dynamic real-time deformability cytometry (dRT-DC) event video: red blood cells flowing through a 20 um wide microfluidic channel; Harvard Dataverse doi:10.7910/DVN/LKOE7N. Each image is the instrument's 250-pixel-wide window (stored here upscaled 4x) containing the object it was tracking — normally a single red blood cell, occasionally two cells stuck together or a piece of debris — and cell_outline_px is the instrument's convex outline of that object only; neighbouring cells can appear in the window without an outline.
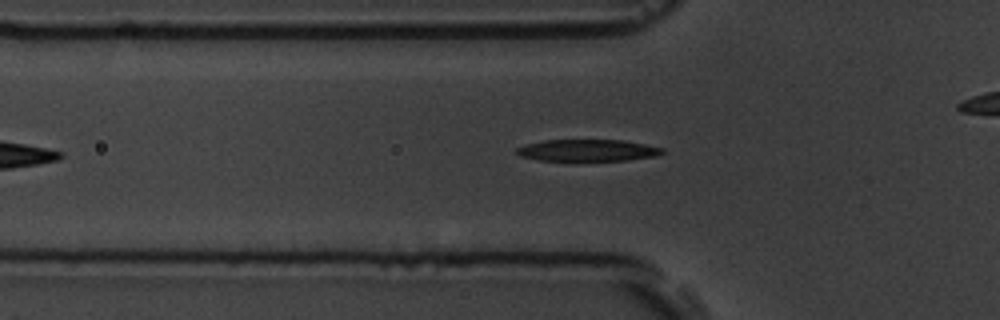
{"species": "common noctule bat (a hibernating species)", "species_latin": "Nyctalus noctula", "temperature_condition": "room temperature", "stored_images_in_passage": 39, "camera_frame_rate_fps": 3000, "um_per_image_px": 0.085, "animal": {"sex": "male", "body_mass_g": 19.5, "forearm_length_mm": 54.6}, "frame": {"image": 1, "passage_image": 6, "time_ms": 1.667, "image_size_px": [1000, 320], "cell_outline_px": [[664, 152], [656, 156], [628, 160], [540, 160], [520, 156], [516, 152], [516, 148], [524, 144], [544, 140], [624, 140], [664, 148]], "centroid_in_image_um": [49.94, 12.77], "position_along_channel_um": 75.9, "area_um2": 18.38}}
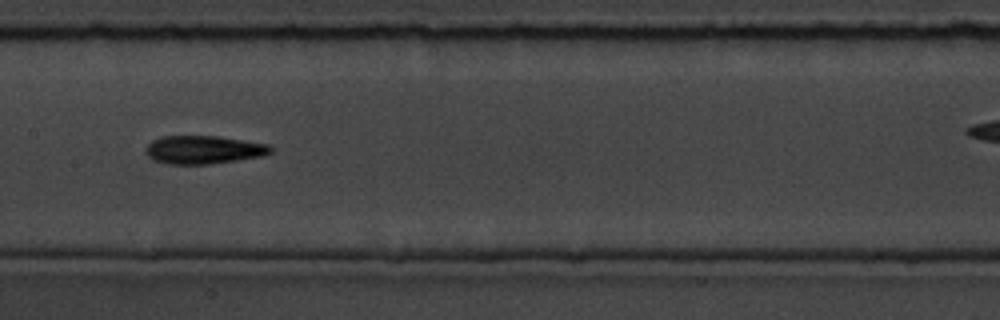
{"frame": {"image": 2, "passage_image": 15, "time_ms": 4.667, "image_size_px": [1000, 320], "cell_outline_px": [[272, 152], [264, 156], [208, 164], [168, 164], [152, 160], [144, 152], [144, 148], [152, 140], [160, 136], [216, 136], [268, 144], [272, 148]], "centroid_in_image_um": [17.25, 12.73], "position_along_channel_um": 190.1, "area_um2": 20.63}}
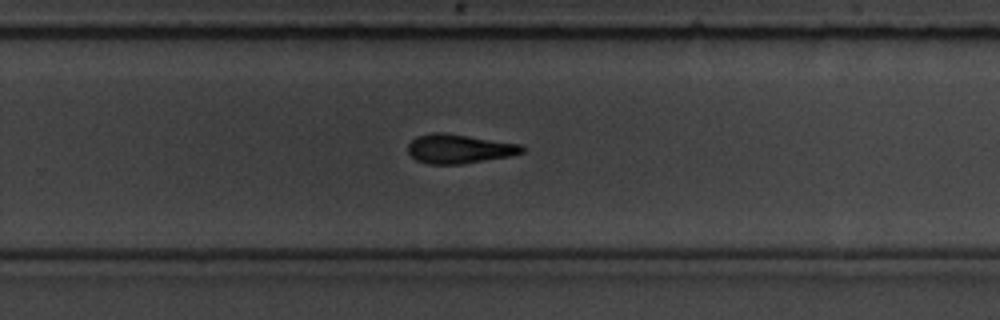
{"frame": {"image": 3, "passage_image": 23, "time_ms": 7.333, "image_size_px": [1000, 320], "cell_outline_px": [[524, 152], [512, 156], [460, 164], [428, 164], [416, 160], [408, 152], [408, 144], [416, 136], [432, 132], [444, 132], [520, 144], [524, 148]], "centroid_in_image_um": [39.01, 12.64], "position_along_channel_um": 290.8, "area_um2": 19.42}, "authors_computed_cell_mechanics": {"area_um2": 19.5364, "velocity_mm_per_s": 3.7916, "shape_relaxation_time_tau1_ms": 2.9237, "shape_relaxation_time_tau2_ms": 5.1977, "deformation_change_tau1": 0.1769, "deformation_change_tau2": 0.1614}}